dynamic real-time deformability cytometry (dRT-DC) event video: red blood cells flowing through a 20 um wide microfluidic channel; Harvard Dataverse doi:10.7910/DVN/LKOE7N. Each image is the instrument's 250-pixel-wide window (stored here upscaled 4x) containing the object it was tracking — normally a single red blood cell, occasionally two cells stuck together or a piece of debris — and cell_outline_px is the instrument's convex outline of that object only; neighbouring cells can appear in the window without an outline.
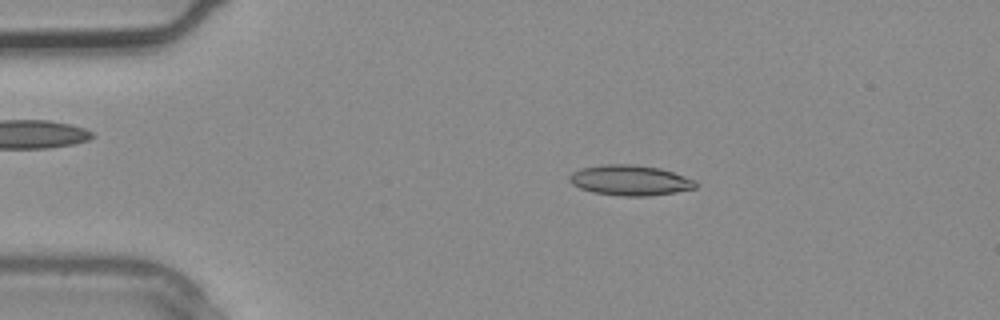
{"species": "common noctule bat (a hibernating species)", "species_latin": "Nyctalus noctula", "temperature_condition": "warm", "stored_images_in_passage": 3, "camera_frame_rate_fps": 3000, "um_per_image_px": 0.085, "animal": {"sex": "male", "body_mass_g": 20.4}, "frame": {"image": 1, "passage_image": 3, "time_ms": 0.667, "image_size_px": [1000, 320], "cell_outline_px": [[696, 188], [676, 192], [648, 196], [620, 196], [592, 192], [580, 188], [572, 184], [568, 180], [568, 176], [572, 172], [580, 168], [604, 164], [632, 164], [660, 168], [696, 180]], "centroid_in_image_um": [53.53, 15.32], "position_along_channel_um": 31.5, "area_um2": 22.43}}